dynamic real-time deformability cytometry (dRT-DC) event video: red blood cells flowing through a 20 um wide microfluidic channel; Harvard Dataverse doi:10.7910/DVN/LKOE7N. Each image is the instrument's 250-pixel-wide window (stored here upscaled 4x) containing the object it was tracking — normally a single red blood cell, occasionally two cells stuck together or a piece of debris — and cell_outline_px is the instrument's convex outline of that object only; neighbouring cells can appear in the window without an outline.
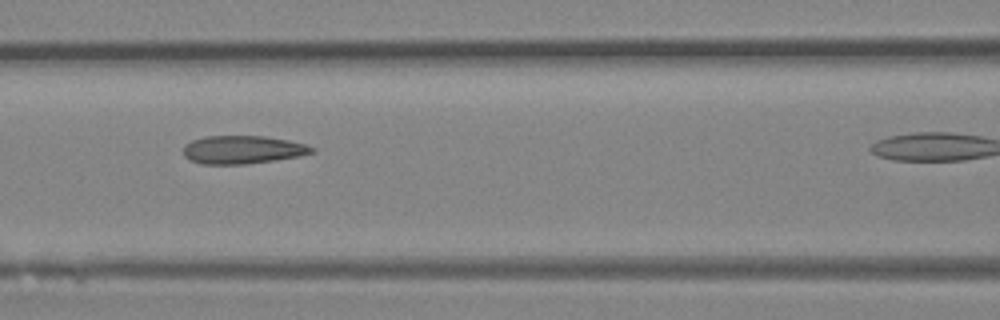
{"species": "Egyptian fruit bat (a non-hibernating species)", "species_latin": "Rousettus aegyptiacus", "temperature_condition": "room temperature", "stored_images_in_passage": 19, "camera_frame_rate_fps": 3000, "um_per_image_px": 0.085, "animal": {"sex": "female"}, "frame": {"image": 1, "passage_image": 16, "time_ms": 5.0, "image_size_px": [1000, 320], "cell_outline_px": [[316, 152], [300, 156], [276, 160], [244, 164], [200, 164], [188, 160], [184, 156], [184, 144], [192, 140], [204, 136], [264, 136], [288, 140], [308, 144], [316, 148]], "centroid_in_image_um": [20.64, 12.72], "position_along_channel_um": 146.0, "area_um2": 21.39}}